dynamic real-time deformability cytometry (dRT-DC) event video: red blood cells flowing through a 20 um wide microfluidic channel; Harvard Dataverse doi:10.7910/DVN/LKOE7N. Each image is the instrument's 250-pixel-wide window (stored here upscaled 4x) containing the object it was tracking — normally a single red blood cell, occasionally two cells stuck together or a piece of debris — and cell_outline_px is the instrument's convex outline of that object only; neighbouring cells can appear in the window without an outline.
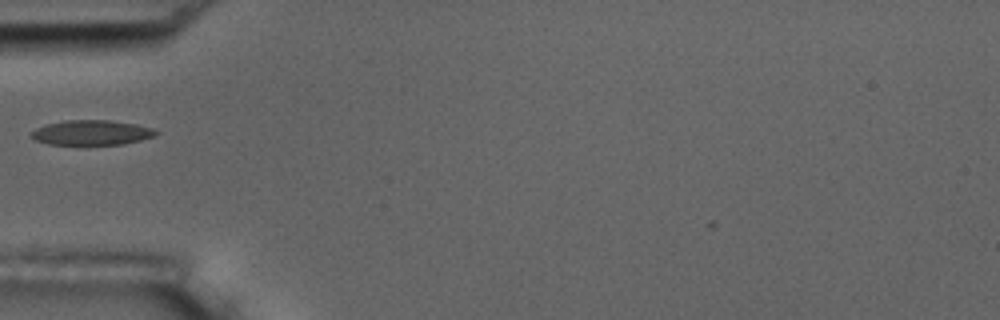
{"species": "common noctule bat (a hibernating species)", "species_latin": "Nyctalus noctula", "temperature_condition": "room temperature", "stored_images_in_passage": 1, "camera_frame_rate_fps": 3000, "um_per_image_px": 0.085, "animal": {"sex": "male", "body_mass_g": 17.5, "forearm_length_mm": 52.3}, "frame": {"image": 1, "passage_image": 1, "time_ms": 0.0, "image_size_px": [1000, 320], "cell_outline_px": [[160, 132], [156, 136], [124, 144], [84, 148], [48, 144], [36, 140], [28, 136], [36, 128], [44, 124], [64, 120], [108, 120], [136, 124], [152, 128]], "centroid_in_image_um": [7.75, 11.32], "position_along_channel_um": 77.2, "area_um2": 19.25}}